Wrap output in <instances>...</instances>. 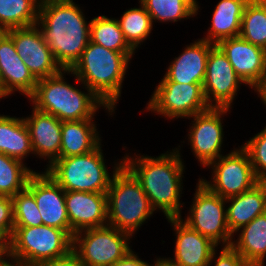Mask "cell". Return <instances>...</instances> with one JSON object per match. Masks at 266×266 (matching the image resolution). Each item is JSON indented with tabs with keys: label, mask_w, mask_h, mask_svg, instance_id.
<instances>
[{
	"label": "cell",
	"mask_w": 266,
	"mask_h": 266,
	"mask_svg": "<svg viewBox=\"0 0 266 266\" xmlns=\"http://www.w3.org/2000/svg\"><path fill=\"white\" fill-rule=\"evenodd\" d=\"M73 0H41L36 25L62 70H71L90 41V23Z\"/></svg>",
	"instance_id": "1"
},
{
	"label": "cell",
	"mask_w": 266,
	"mask_h": 266,
	"mask_svg": "<svg viewBox=\"0 0 266 266\" xmlns=\"http://www.w3.org/2000/svg\"><path fill=\"white\" fill-rule=\"evenodd\" d=\"M129 157L123 158V164L140 181L154 210H162L167 219L181 218L180 192L185 167L179 150L176 148L156 158Z\"/></svg>",
	"instance_id": "2"
},
{
	"label": "cell",
	"mask_w": 266,
	"mask_h": 266,
	"mask_svg": "<svg viewBox=\"0 0 266 266\" xmlns=\"http://www.w3.org/2000/svg\"><path fill=\"white\" fill-rule=\"evenodd\" d=\"M135 52H116L89 41L81 58L70 70L107 106L115 108L128 62Z\"/></svg>",
	"instance_id": "3"
},
{
	"label": "cell",
	"mask_w": 266,
	"mask_h": 266,
	"mask_svg": "<svg viewBox=\"0 0 266 266\" xmlns=\"http://www.w3.org/2000/svg\"><path fill=\"white\" fill-rule=\"evenodd\" d=\"M63 72V73H62ZM61 70L58 74L39 79L34 93L29 97L33 106L42 112L55 116L60 121H80L93 119L99 107L112 113L115 109L107 106L88 87V93L67 84Z\"/></svg>",
	"instance_id": "4"
},
{
	"label": "cell",
	"mask_w": 266,
	"mask_h": 266,
	"mask_svg": "<svg viewBox=\"0 0 266 266\" xmlns=\"http://www.w3.org/2000/svg\"><path fill=\"white\" fill-rule=\"evenodd\" d=\"M119 162L107 190L108 225L134 235L155 210L140 181Z\"/></svg>",
	"instance_id": "5"
},
{
	"label": "cell",
	"mask_w": 266,
	"mask_h": 266,
	"mask_svg": "<svg viewBox=\"0 0 266 266\" xmlns=\"http://www.w3.org/2000/svg\"><path fill=\"white\" fill-rule=\"evenodd\" d=\"M73 238L63 229L40 226H14L8 242L7 258L20 266H37L65 256L72 250Z\"/></svg>",
	"instance_id": "6"
},
{
	"label": "cell",
	"mask_w": 266,
	"mask_h": 266,
	"mask_svg": "<svg viewBox=\"0 0 266 266\" xmlns=\"http://www.w3.org/2000/svg\"><path fill=\"white\" fill-rule=\"evenodd\" d=\"M102 151L99 145L87 154L59 158L47 166L46 172L65 191L107 193L113 176L108 173Z\"/></svg>",
	"instance_id": "7"
},
{
	"label": "cell",
	"mask_w": 266,
	"mask_h": 266,
	"mask_svg": "<svg viewBox=\"0 0 266 266\" xmlns=\"http://www.w3.org/2000/svg\"><path fill=\"white\" fill-rule=\"evenodd\" d=\"M130 236L109 225L86 229L73 235L72 250L84 266H112L132 250Z\"/></svg>",
	"instance_id": "8"
},
{
	"label": "cell",
	"mask_w": 266,
	"mask_h": 266,
	"mask_svg": "<svg viewBox=\"0 0 266 266\" xmlns=\"http://www.w3.org/2000/svg\"><path fill=\"white\" fill-rule=\"evenodd\" d=\"M156 87L146 108L165 118H190L211 108L203 84L173 82L164 76Z\"/></svg>",
	"instance_id": "9"
},
{
	"label": "cell",
	"mask_w": 266,
	"mask_h": 266,
	"mask_svg": "<svg viewBox=\"0 0 266 266\" xmlns=\"http://www.w3.org/2000/svg\"><path fill=\"white\" fill-rule=\"evenodd\" d=\"M194 196L189 215L183 222L217 246L221 241L222 245L231 246L234 236L228 228L226 199L210 191L200 180Z\"/></svg>",
	"instance_id": "10"
},
{
	"label": "cell",
	"mask_w": 266,
	"mask_h": 266,
	"mask_svg": "<svg viewBox=\"0 0 266 266\" xmlns=\"http://www.w3.org/2000/svg\"><path fill=\"white\" fill-rule=\"evenodd\" d=\"M213 181H200L213 193L227 199L242 194L259 182L256 178L248 153L241 147L210 162Z\"/></svg>",
	"instance_id": "11"
},
{
	"label": "cell",
	"mask_w": 266,
	"mask_h": 266,
	"mask_svg": "<svg viewBox=\"0 0 266 266\" xmlns=\"http://www.w3.org/2000/svg\"><path fill=\"white\" fill-rule=\"evenodd\" d=\"M242 83H244L243 80L234 71L227 56L215 45L208 54L203 82V91L208 105L215 108H230L237 95L239 84Z\"/></svg>",
	"instance_id": "12"
},
{
	"label": "cell",
	"mask_w": 266,
	"mask_h": 266,
	"mask_svg": "<svg viewBox=\"0 0 266 266\" xmlns=\"http://www.w3.org/2000/svg\"><path fill=\"white\" fill-rule=\"evenodd\" d=\"M5 32L12 38L17 54L37 80L54 76L62 70L37 25Z\"/></svg>",
	"instance_id": "13"
},
{
	"label": "cell",
	"mask_w": 266,
	"mask_h": 266,
	"mask_svg": "<svg viewBox=\"0 0 266 266\" xmlns=\"http://www.w3.org/2000/svg\"><path fill=\"white\" fill-rule=\"evenodd\" d=\"M229 108H215L192 116L193 124L189 131V142L192 152L204 167L210 162L222 156L223 125L221 116L225 115Z\"/></svg>",
	"instance_id": "14"
},
{
	"label": "cell",
	"mask_w": 266,
	"mask_h": 266,
	"mask_svg": "<svg viewBox=\"0 0 266 266\" xmlns=\"http://www.w3.org/2000/svg\"><path fill=\"white\" fill-rule=\"evenodd\" d=\"M26 188L34 195L43 225L63 229L70 235L65 190L46 171H34Z\"/></svg>",
	"instance_id": "15"
},
{
	"label": "cell",
	"mask_w": 266,
	"mask_h": 266,
	"mask_svg": "<svg viewBox=\"0 0 266 266\" xmlns=\"http://www.w3.org/2000/svg\"><path fill=\"white\" fill-rule=\"evenodd\" d=\"M217 46L245 85L256 91L263 84L266 77V50L240 36L223 39Z\"/></svg>",
	"instance_id": "16"
},
{
	"label": "cell",
	"mask_w": 266,
	"mask_h": 266,
	"mask_svg": "<svg viewBox=\"0 0 266 266\" xmlns=\"http://www.w3.org/2000/svg\"><path fill=\"white\" fill-rule=\"evenodd\" d=\"M70 236L108 225L107 193L65 191Z\"/></svg>",
	"instance_id": "17"
},
{
	"label": "cell",
	"mask_w": 266,
	"mask_h": 266,
	"mask_svg": "<svg viewBox=\"0 0 266 266\" xmlns=\"http://www.w3.org/2000/svg\"><path fill=\"white\" fill-rule=\"evenodd\" d=\"M38 80L17 54L12 38L0 31V99L19 91L28 98L34 93Z\"/></svg>",
	"instance_id": "18"
},
{
	"label": "cell",
	"mask_w": 266,
	"mask_h": 266,
	"mask_svg": "<svg viewBox=\"0 0 266 266\" xmlns=\"http://www.w3.org/2000/svg\"><path fill=\"white\" fill-rule=\"evenodd\" d=\"M176 232L174 259L177 266H209L212 252L217 245L209 238L191 229L182 218H169Z\"/></svg>",
	"instance_id": "19"
},
{
	"label": "cell",
	"mask_w": 266,
	"mask_h": 266,
	"mask_svg": "<svg viewBox=\"0 0 266 266\" xmlns=\"http://www.w3.org/2000/svg\"><path fill=\"white\" fill-rule=\"evenodd\" d=\"M32 111L33 115L23 119L30 133L33 154L47 157L49 166L59 159L62 121L35 107Z\"/></svg>",
	"instance_id": "20"
},
{
	"label": "cell",
	"mask_w": 266,
	"mask_h": 266,
	"mask_svg": "<svg viewBox=\"0 0 266 266\" xmlns=\"http://www.w3.org/2000/svg\"><path fill=\"white\" fill-rule=\"evenodd\" d=\"M214 46L204 39L191 43L172 61L164 76L173 82L203 84L208 54Z\"/></svg>",
	"instance_id": "21"
},
{
	"label": "cell",
	"mask_w": 266,
	"mask_h": 266,
	"mask_svg": "<svg viewBox=\"0 0 266 266\" xmlns=\"http://www.w3.org/2000/svg\"><path fill=\"white\" fill-rule=\"evenodd\" d=\"M230 202L226 209L228 228L231 234L250 223L254 218L266 213V181H259L251 189L226 199Z\"/></svg>",
	"instance_id": "22"
},
{
	"label": "cell",
	"mask_w": 266,
	"mask_h": 266,
	"mask_svg": "<svg viewBox=\"0 0 266 266\" xmlns=\"http://www.w3.org/2000/svg\"><path fill=\"white\" fill-rule=\"evenodd\" d=\"M93 119L62 121L59 158L87 154L99 145L101 139Z\"/></svg>",
	"instance_id": "23"
},
{
	"label": "cell",
	"mask_w": 266,
	"mask_h": 266,
	"mask_svg": "<svg viewBox=\"0 0 266 266\" xmlns=\"http://www.w3.org/2000/svg\"><path fill=\"white\" fill-rule=\"evenodd\" d=\"M249 0H220L212 15L211 28L206 38L217 45L221 40L238 37L246 4Z\"/></svg>",
	"instance_id": "24"
},
{
	"label": "cell",
	"mask_w": 266,
	"mask_h": 266,
	"mask_svg": "<svg viewBox=\"0 0 266 266\" xmlns=\"http://www.w3.org/2000/svg\"><path fill=\"white\" fill-rule=\"evenodd\" d=\"M238 240L231 246L251 266H264L266 258V213L257 216L250 223L240 228Z\"/></svg>",
	"instance_id": "25"
},
{
	"label": "cell",
	"mask_w": 266,
	"mask_h": 266,
	"mask_svg": "<svg viewBox=\"0 0 266 266\" xmlns=\"http://www.w3.org/2000/svg\"><path fill=\"white\" fill-rule=\"evenodd\" d=\"M30 152L31 138L23 117L0 115V153L23 162Z\"/></svg>",
	"instance_id": "26"
},
{
	"label": "cell",
	"mask_w": 266,
	"mask_h": 266,
	"mask_svg": "<svg viewBox=\"0 0 266 266\" xmlns=\"http://www.w3.org/2000/svg\"><path fill=\"white\" fill-rule=\"evenodd\" d=\"M41 0H0V31L36 25Z\"/></svg>",
	"instance_id": "27"
},
{
	"label": "cell",
	"mask_w": 266,
	"mask_h": 266,
	"mask_svg": "<svg viewBox=\"0 0 266 266\" xmlns=\"http://www.w3.org/2000/svg\"><path fill=\"white\" fill-rule=\"evenodd\" d=\"M90 22V41L116 52H134L126 42L117 19L104 15Z\"/></svg>",
	"instance_id": "28"
},
{
	"label": "cell",
	"mask_w": 266,
	"mask_h": 266,
	"mask_svg": "<svg viewBox=\"0 0 266 266\" xmlns=\"http://www.w3.org/2000/svg\"><path fill=\"white\" fill-rule=\"evenodd\" d=\"M153 20L177 22L198 14L196 0H140Z\"/></svg>",
	"instance_id": "29"
},
{
	"label": "cell",
	"mask_w": 266,
	"mask_h": 266,
	"mask_svg": "<svg viewBox=\"0 0 266 266\" xmlns=\"http://www.w3.org/2000/svg\"><path fill=\"white\" fill-rule=\"evenodd\" d=\"M33 173L22 161L0 153V196L13 197L24 190Z\"/></svg>",
	"instance_id": "30"
},
{
	"label": "cell",
	"mask_w": 266,
	"mask_h": 266,
	"mask_svg": "<svg viewBox=\"0 0 266 266\" xmlns=\"http://www.w3.org/2000/svg\"><path fill=\"white\" fill-rule=\"evenodd\" d=\"M140 6L126 10L121 19H117L126 42L134 51L147 39L153 27L151 16L142 4Z\"/></svg>",
	"instance_id": "31"
},
{
	"label": "cell",
	"mask_w": 266,
	"mask_h": 266,
	"mask_svg": "<svg viewBox=\"0 0 266 266\" xmlns=\"http://www.w3.org/2000/svg\"><path fill=\"white\" fill-rule=\"evenodd\" d=\"M239 36L266 50V15L254 0L245 6Z\"/></svg>",
	"instance_id": "32"
},
{
	"label": "cell",
	"mask_w": 266,
	"mask_h": 266,
	"mask_svg": "<svg viewBox=\"0 0 266 266\" xmlns=\"http://www.w3.org/2000/svg\"><path fill=\"white\" fill-rule=\"evenodd\" d=\"M14 226H40L43 221L34 195L25 188L12 197Z\"/></svg>",
	"instance_id": "33"
},
{
	"label": "cell",
	"mask_w": 266,
	"mask_h": 266,
	"mask_svg": "<svg viewBox=\"0 0 266 266\" xmlns=\"http://www.w3.org/2000/svg\"><path fill=\"white\" fill-rule=\"evenodd\" d=\"M241 147L250 157L256 178L266 181V126Z\"/></svg>",
	"instance_id": "34"
},
{
	"label": "cell",
	"mask_w": 266,
	"mask_h": 266,
	"mask_svg": "<svg viewBox=\"0 0 266 266\" xmlns=\"http://www.w3.org/2000/svg\"><path fill=\"white\" fill-rule=\"evenodd\" d=\"M14 231L12 197L0 196V235L9 242Z\"/></svg>",
	"instance_id": "35"
},
{
	"label": "cell",
	"mask_w": 266,
	"mask_h": 266,
	"mask_svg": "<svg viewBox=\"0 0 266 266\" xmlns=\"http://www.w3.org/2000/svg\"><path fill=\"white\" fill-rule=\"evenodd\" d=\"M220 256L214 259L216 251L212 252L210 264L215 260L214 266H251L232 246H222ZM214 259V260H213Z\"/></svg>",
	"instance_id": "36"
},
{
	"label": "cell",
	"mask_w": 266,
	"mask_h": 266,
	"mask_svg": "<svg viewBox=\"0 0 266 266\" xmlns=\"http://www.w3.org/2000/svg\"><path fill=\"white\" fill-rule=\"evenodd\" d=\"M37 266H84L77 256V254L71 250L65 256L54 258L51 260L39 263Z\"/></svg>",
	"instance_id": "37"
},
{
	"label": "cell",
	"mask_w": 266,
	"mask_h": 266,
	"mask_svg": "<svg viewBox=\"0 0 266 266\" xmlns=\"http://www.w3.org/2000/svg\"><path fill=\"white\" fill-rule=\"evenodd\" d=\"M112 266H150L146 261L138 258L131 250L122 259L117 260Z\"/></svg>",
	"instance_id": "38"
},
{
	"label": "cell",
	"mask_w": 266,
	"mask_h": 266,
	"mask_svg": "<svg viewBox=\"0 0 266 266\" xmlns=\"http://www.w3.org/2000/svg\"><path fill=\"white\" fill-rule=\"evenodd\" d=\"M8 253V242L0 235V257H3V260L7 258ZM6 256V258H4Z\"/></svg>",
	"instance_id": "39"
},
{
	"label": "cell",
	"mask_w": 266,
	"mask_h": 266,
	"mask_svg": "<svg viewBox=\"0 0 266 266\" xmlns=\"http://www.w3.org/2000/svg\"><path fill=\"white\" fill-rule=\"evenodd\" d=\"M150 266H177L175 263H173L172 261H170L169 259H161V258H157L156 261L154 262V265H150Z\"/></svg>",
	"instance_id": "40"
},
{
	"label": "cell",
	"mask_w": 266,
	"mask_h": 266,
	"mask_svg": "<svg viewBox=\"0 0 266 266\" xmlns=\"http://www.w3.org/2000/svg\"><path fill=\"white\" fill-rule=\"evenodd\" d=\"M256 92H258L264 105H266V77L263 84L256 90Z\"/></svg>",
	"instance_id": "41"
},
{
	"label": "cell",
	"mask_w": 266,
	"mask_h": 266,
	"mask_svg": "<svg viewBox=\"0 0 266 266\" xmlns=\"http://www.w3.org/2000/svg\"><path fill=\"white\" fill-rule=\"evenodd\" d=\"M254 1L260 6L264 14L266 15V0H254Z\"/></svg>",
	"instance_id": "42"
},
{
	"label": "cell",
	"mask_w": 266,
	"mask_h": 266,
	"mask_svg": "<svg viewBox=\"0 0 266 266\" xmlns=\"http://www.w3.org/2000/svg\"><path fill=\"white\" fill-rule=\"evenodd\" d=\"M0 266H20L16 263H13L12 261L11 262H8V259H4L1 263H0Z\"/></svg>",
	"instance_id": "43"
}]
</instances>
